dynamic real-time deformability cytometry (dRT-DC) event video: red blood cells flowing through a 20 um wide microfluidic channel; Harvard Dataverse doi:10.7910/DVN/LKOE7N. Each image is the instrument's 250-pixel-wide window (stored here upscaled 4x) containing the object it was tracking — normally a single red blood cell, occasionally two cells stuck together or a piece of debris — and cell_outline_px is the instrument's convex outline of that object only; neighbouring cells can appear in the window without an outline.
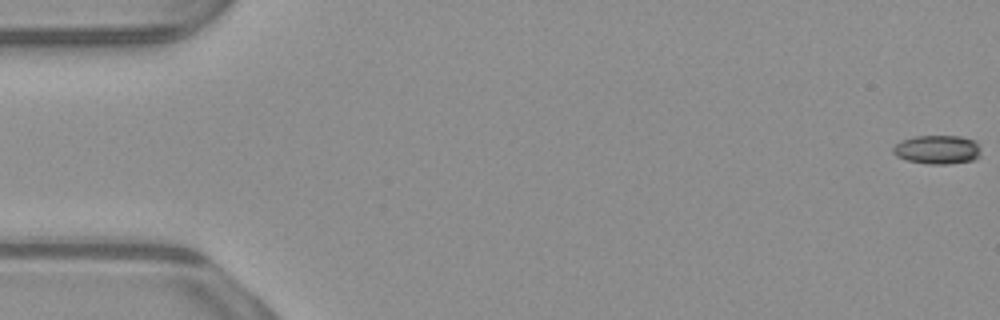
{"species": "common noctule bat (a hibernating species)", "species_latin": "Nyctalus noctula", "temperature_condition": "warm", "stored_images_in_passage": 54, "camera_frame_rate_fps": 3000, "um_per_image_px": 0.085, "animal": {"sex": "male", "body_mass_g": 23.1, "forearm_length_mm": 52.7}, "frame": {"image": 1, "passage_image": 1, "time_ms": 0.0, "image_size_px": [1000, 320], "cell_outline_px": [[980, 156], [976, 160], [948, 164], [928, 164], [908, 160], [896, 156], [892, 152], [892, 148], [900, 140], [916, 136], [960, 136], [976, 140], [980, 148]], "centroid_in_image_um": [79.7, 12.71], "position_along_channel_um": 5.3, "area_um2": 14.97}}
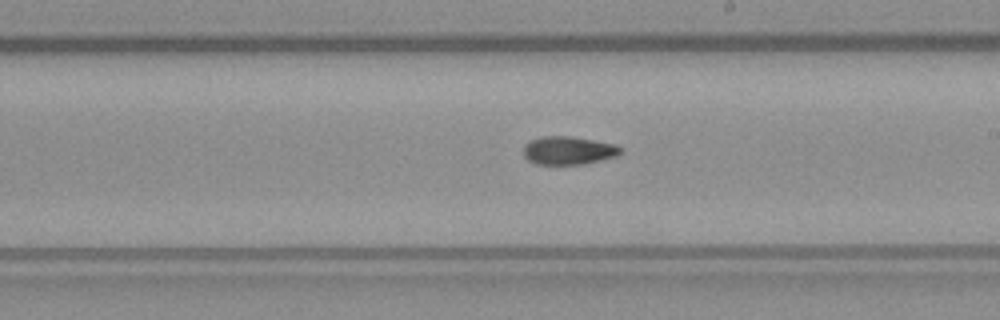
{"frame": {"image": 2, "passage_image": 31, "time_ms": 10.0, "image_size_px": [1000, 320], "cell_outline_px": [[624, 152], [616, 156], [600, 160], [580, 164], [536, 164], [528, 160], [524, 156], [524, 144], [540, 136], [572, 136], [616, 144], [624, 148]], "centroid_in_image_um": [48.35, 12.78], "position_along_channel_um": 240.7, "area_um2": 16.07}}
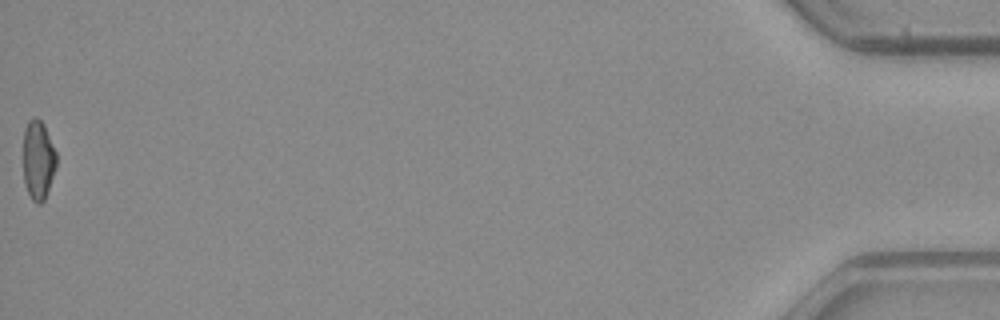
{"frame": {"image": 3, "passage_image": 54, "time_ms": 17.667, "image_size_px": [1000, 320], "cell_outline_px": [[56, 168], [44, 200], [40, 204], [36, 204], [32, 200], [24, 184], [24, 128], [28, 120], [32, 116], [36, 116], [44, 124], [56, 152]], "centroid_in_image_um": [3.24, 13.57], "position_along_channel_um": 432.0, "area_um2": 15.37}, "authors_computed_cell_mechanics": {"area_um2": 15.7794, "velocity_mm_per_s": 3.928, "shape_relaxation_time_tau1_ms": null, "shape_relaxation_time_tau2_ms": 5.8798, "deformation_change_tau1": null, "deformation_change_tau2": 0.1289}}